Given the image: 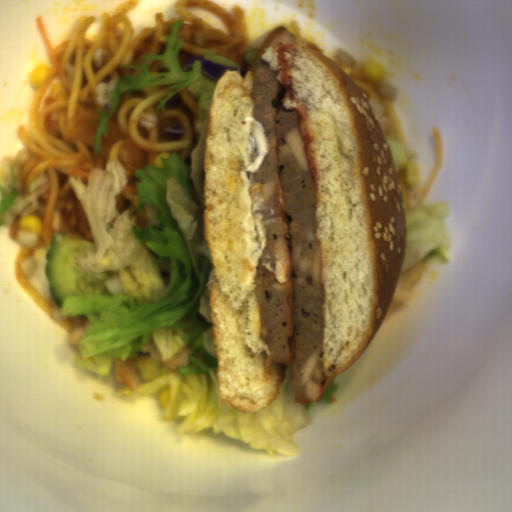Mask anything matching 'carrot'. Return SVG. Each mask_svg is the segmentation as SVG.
<instances>
[{"label":"carrot","instance_id":"carrot-1","mask_svg":"<svg viewBox=\"0 0 512 512\" xmlns=\"http://www.w3.org/2000/svg\"><path fill=\"white\" fill-rule=\"evenodd\" d=\"M430 134L434 150L435 163L434 169L423 189L416 190L415 187H410L406 183L405 173L398 171L401 186L403 212H405L414 205L420 203L425 204L437 179L442 164L443 149L440 133L438 132V130L436 128H432Z\"/></svg>","mask_w":512,"mask_h":512}]
</instances>
